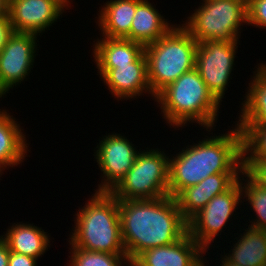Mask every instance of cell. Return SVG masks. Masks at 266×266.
Here are the masks:
<instances>
[{
    "instance_id": "obj_15",
    "label": "cell",
    "mask_w": 266,
    "mask_h": 266,
    "mask_svg": "<svg viewBox=\"0 0 266 266\" xmlns=\"http://www.w3.org/2000/svg\"><path fill=\"white\" fill-rule=\"evenodd\" d=\"M239 175L240 173H217L182 190L175 197L182 217L188 221L203 209L214 196L228 190L238 180Z\"/></svg>"
},
{
    "instance_id": "obj_26",
    "label": "cell",
    "mask_w": 266,
    "mask_h": 266,
    "mask_svg": "<svg viewBox=\"0 0 266 266\" xmlns=\"http://www.w3.org/2000/svg\"><path fill=\"white\" fill-rule=\"evenodd\" d=\"M247 24L266 29V0L247 1Z\"/></svg>"
},
{
    "instance_id": "obj_18",
    "label": "cell",
    "mask_w": 266,
    "mask_h": 266,
    "mask_svg": "<svg viewBox=\"0 0 266 266\" xmlns=\"http://www.w3.org/2000/svg\"><path fill=\"white\" fill-rule=\"evenodd\" d=\"M142 0H108L99 9L97 22L102 36L130 40V29L137 5Z\"/></svg>"
},
{
    "instance_id": "obj_29",
    "label": "cell",
    "mask_w": 266,
    "mask_h": 266,
    "mask_svg": "<svg viewBox=\"0 0 266 266\" xmlns=\"http://www.w3.org/2000/svg\"><path fill=\"white\" fill-rule=\"evenodd\" d=\"M14 33L8 14L0 18V52Z\"/></svg>"
},
{
    "instance_id": "obj_6",
    "label": "cell",
    "mask_w": 266,
    "mask_h": 266,
    "mask_svg": "<svg viewBox=\"0 0 266 266\" xmlns=\"http://www.w3.org/2000/svg\"><path fill=\"white\" fill-rule=\"evenodd\" d=\"M181 25L198 42L239 41L241 25H247V1L203 0Z\"/></svg>"
},
{
    "instance_id": "obj_22",
    "label": "cell",
    "mask_w": 266,
    "mask_h": 266,
    "mask_svg": "<svg viewBox=\"0 0 266 266\" xmlns=\"http://www.w3.org/2000/svg\"><path fill=\"white\" fill-rule=\"evenodd\" d=\"M243 230V234H239V239L235 238L238 241H234L236 243L231 246L233 248L224 257L241 266L266 265V230L251 226Z\"/></svg>"
},
{
    "instance_id": "obj_13",
    "label": "cell",
    "mask_w": 266,
    "mask_h": 266,
    "mask_svg": "<svg viewBox=\"0 0 266 266\" xmlns=\"http://www.w3.org/2000/svg\"><path fill=\"white\" fill-rule=\"evenodd\" d=\"M100 79L116 100L137 98L142 93H152L147 75V60L143 53L135 62L128 65H117V68H97Z\"/></svg>"
},
{
    "instance_id": "obj_14",
    "label": "cell",
    "mask_w": 266,
    "mask_h": 266,
    "mask_svg": "<svg viewBox=\"0 0 266 266\" xmlns=\"http://www.w3.org/2000/svg\"><path fill=\"white\" fill-rule=\"evenodd\" d=\"M186 233L175 243L147 249L130 266H204L207 251Z\"/></svg>"
},
{
    "instance_id": "obj_11",
    "label": "cell",
    "mask_w": 266,
    "mask_h": 266,
    "mask_svg": "<svg viewBox=\"0 0 266 266\" xmlns=\"http://www.w3.org/2000/svg\"><path fill=\"white\" fill-rule=\"evenodd\" d=\"M38 35L14 32L0 52V85L9 93L10 89L29 77L36 58Z\"/></svg>"
},
{
    "instance_id": "obj_23",
    "label": "cell",
    "mask_w": 266,
    "mask_h": 266,
    "mask_svg": "<svg viewBox=\"0 0 266 266\" xmlns=\"http://www.w3.org/2000/svg\"><path fill=\"white\" fill-rule=\"evenodd\" d=\"M244 177H247L246 180ZM238 180L242 189V198H244L242 200L245 201L246 198L248 205H251L250 208L256 214L255 219L249 222H252L249 226L266 230V187L254 181L244 170L240 172Z\"/></svg>"
},
{
    "instance_id": "obj_17",
    "label": "cell",
    "mask_w": 266,
    "mask_h": 266,
    "mask_svg": "<svg viewBox=\"0 0 266 266\" xmlns=\"http://www.w3.org/2000/svg\"><path fill=\"white\" fill-rule=\"evenodd\" d=\"M103 37V38H102ZM96 68H117L135 62L145 50V46L126 38H109L101 36L93 41Z\"/></svg>"
},
{
    "instance_id": "obj_5",
    "label": "cell",
    "mask_w": 266,
    "mask_h": 266,
    "mask_svg": "<svg viewBox=\"0 0 266 266\" xmlns=\"http://www.w3.org/2000/svg\"><path fill=\"white\" fill-rule=\"evenodd\" d=\"M197 45L182 25L175 24L163 37L145 46L148 83L155 96L195 68Z\"/></svg>"
},
{
    "instance_id": "obj_34",
    "label": "cell",
    "mask_w": 266,
    "mask_h": 266,
    "mask_svg": "<svg viewBox=\"0 0 266 266\" xmlns=\"http://www.w3.org/2000/svg\"><path fill=\"white\" fill-rule=\"evenodd\" d=\"M7 93L2 89L1 85H0V98L3 97L4 95H6Z\"/></svg>"
},
{
    "instance_id": "obj_2",
    "label": "cell",
    "mask_w": 266,
    "mask_h": 266,
    "mask_svg": "<svg viewBox=\"0 0 266 266\" xmlns=\"http://www.w3.org/2000/svg\"><path fill=\"white\" fill-rule=\"evenodd\" d=\"M228 133L206 136L169 158V196L200 183L217 173H240L243 170L242 133L238 126Z\"/></svg>"
},
{
    "instance_id": "obj_24",
    "label": "cell",
    "mask_w": 266,
    "mask_h": 266,
    "mask_svg": "<svg viewBox=\"0 0 266 266\" xmlns=\"http://www.w3.org/2000/svg\"><path fill=\"white\" fill-rule=\"evenodd\" d=\"M69 249L71 251L68 266H130L126 254L88 251L77 247Z\"/></svg>"
},
{
    "instance_id": "obj_25",
    "label": "cell",
    "mask_w": 266,
    "mask_h": 266,
    "mask_svg": "<svg viewBox=\"0 0 266 266\" xmlns=\"http://www.w3.org/2000/svg\"><path fill=\"white\" fill-rule=\"evenodd\" d=\"M238 128L242 133L243 159H266V125Z\"/></svg>"
},
{
    "instance_id": "obj_27",
    "label": "cell",
    "mask_w": 266,
    "mask_h": 266,
    "mask_svg": "<svg viewBox=\"0 0 266 266\" xmlns=\"http://www.w3.org/2000/svg\"><path fill=\"white\" fill-rule=\"evenodd\" d=\"M243 170L254 181L266 187V159H243Z\"/></svg>"
},
{
    "instance_id": "obj_16",
    "label": "cell",
    "mask_w": 266,
    "mask_h": 266,
    "mask_svg": "<svg viewBox=\"0 0 266 266\" xmlns=\"http://www.w3.org/2000/svg\"><path fill=\"white\" fill-rule=\"evenodd\" d=\"M0 109V173L24 162L29 144L15 117ZM28 144V146H27Z\"/></svg>"
},
{
    "instance_id": "obj_12",
    "label": "cell",
    "mask_w": 266,
    "mask_h": 266,
    "mask_svg": "<svg viewBox=\"0 0 266 266\" xmlns=\"http://www.w3.org/2000/svg\"><path fill=\"white\" fill-rule=\"evenodd\" d=\"M65 9L58 0H8V16L14 32L40 35L62 18Z\"/></svg>"
},
{
    "instance_id": "obj_4",
    "label": "cell",
    "mask_w": 266,
    "mask_h": 266,
    "mask_svg": "<svg viewBox=\"0 0 266 266\" xmlns=\"http://www.w3.org/2000/svg\"><path fill=\"white\" fill-rule=\"evenodd\" d=\"M89 199L75 214V226L68 241L70 246L88 251L126 254L118 199L111 192L96 190Z\"/></svg>"
},
{
    "instance_id": "obj_7",
    "label": "cell",
    "mask_w": 266,
    "mask_h": 266,
    "mask_svg": "<svg viewBox=\"0 0 266 266\" xmlns=\"http://www.w3.org/2000/svg\"><path fill=\"white\" fill-rule=\"evenodd\" d=\"M169 157L158 148L141 150L130 170L111 193L118 200L155 199L168 196Z\"/></svg>"
},
{
    "instance_id": "obj_20",
    "label": "cell",
    "mask_w": 266,
    "mask_h": 266,
    "mask_svg": "<svg viewBox=\"0 0 266 266\" xmlns=\"http://www.w3.org/2000/svg\"><path fill=\"white\" fill-rule=\"evenodd\" d=\"M168 22L150 1L142 0L131 23L130 40L144 46L156 42L174 26Z\"/></svg>"
},
{
    "instance_id": "obj_8",
    "label": "cell",
    "mask_w": 266,
    "mask_h": 266,
    "mask_svg": "<svg viewBox=\"0 0 266 266\" xmlns=\"http://www.w3.org/2000/svg\"><path fill=\"white\" fill-rule=\"evenodd\" d=\"M241 199L242 189L237 180L228 190L214 196L187 221V233L208 251L215 237L221 235L227 222L234 217L232 215L239 209L237 206L244 202Z\"/></svg>"
},
{
    "instance_id": "obj_33",
    "label": "cell",
    "mask_w": 266,
    "mask_h": 266,
    "mask_svg": "<svg viewBox=\"0 0 266 266\" xmlns=\"http://www.w3.org/2000/svg\"><path fill=\"white\" fill-rule=\"evenodd\" d=\"M65 8L67 7V9L69 7H71V4L69 3L70 0H58ZM70 5V6H69Z\"/></svg>"
},
{
    "instance_id": "obj_32",
    "label": "cell",
    "mask_w": 266,
    "mask_h": 266,
    "mask_svg": "<svg viewBox=\"0 0 266 266\" xmlns=\"http://www.w3.org/2000/svg\"><path fill=\"white\" fill-rule=\"evenodd\" d=\"M222 264H220V266H241L235 263H232L230 261H228L225 257L222 258Z\"/></svg>"
},
{
    "instance_id": "obj_21",
    "label": "cell",
    "mask_w": 266,
    "mask_h": 266,
    "mask_svg": "<svg viewBox=\"0 0 266 266\" xmlns=\"http://www.w3.org/2000/svg\"><path fill=\"white\" fill-rule=\"evenodd\" d=\"M47 233L33 223L19 222L10 226L1 237L10 251L39 259L50 247V236Z\"/></svg>"
},
{
    "instance_id": "obj_30",
    "label": "cell",
    "mask_w": 266,
    "mask_h": 266,
    "mask_svg": "<svg viewBox=\"0 0 266 266\" xmlns=\"http://www.w3.org/2000/svg\"><path fill=\"white\" fill-rule=\"evenodd\" d=\"M10 250L8 244L0 236V266H8Z\"/></svg>"
},
{
    "instance_id": "obj_9",
    "label": "cell",
    "mask_w": 266,
    "mask_h": 266,
    "mask_svg": "<svg viewBox=\"0 0 266 266\" xmlns=\"http://www.w3.org/2000/svg\"><path fill=\"white\" fill-rule=\"evenodd\" d=\"M238 44V41L207 40L197 45L195 68L220 104L234 69Z\"/></svg>"
},
{
    "instance_id": "obj_1",
    "label": "cell",
    "mask_w": 266,
    "mask_h": 266,
    "mask_svg": "<svg viewBox=\"0 0 266 266\" xmlns=\"http://www.w3.org/2000/svg\"><path fill=\"white\" fill-rule=\"evenodd\" d=\"M121 236L131 263L143 251L175 243L187 233L176 199L118 200Z\"/></svg>"
},
{
    "instance_id": "obj_31",
    "label": "cell",
    "mask_w": 266,
    "mask_h": 266,
    "mask_svg": "<svg viewBox=\"0 0 266 266\" xmlns=\"http://www.w3.org/2000/svg\"><path fill=\"white\" fill-rule=\"evenodd\" d=\"M8 14V0H0V18Z\"/></svg>"
},
{
    "instance_id": "obj_10",
    "label": "cell",
    "mask_w": 266,
    "mask_h": 266,
    "mask_svg": "<svg viewBox=\"0 0 266 266\" xmlns=\"http://www.w3.org/2000/svg\"><path fill=\"white\" fill-rule=\"evenodd\" d=\"M101 139L93 154L103 174L96 190L111 192L130 170L141 149L136 151L135 145L121 134L108 133Z\"/></svg>"
},
{
    "instance_id": "obj_3",
    "label": "cell",
    "mask_w": 266,
    "mask_h": 266,
    "mask_svg": "<svg viewBox=\"0 0 266 266\" xmlns=\"http://www.w3.org/2000/svg\"><path fill=\"white\" fill-rule=\"evenodd\" d=\"M161 112L170 127H184L194 122L212 131L220 103L209 92L196 68L184 73L167 85L155 97Z\"/></svg>"
},
{
    "instance_id": "obj_19",
    "label": "cell",
    "mask_w": 266,
    "mask_h": 266,
    "mask_svg": "<svg viewBox=\"0 0 266 266\" xmlns=\"http://www.w3.org/2000/svg\"><path fill=\"white\" fill-rule=\"evenodd\" d=\"M256 68L241 104L237 126L266 125V63H259Z\"/></svg>"
},
{
    "instance_id": "obj_28",
    "label": "cell",
    "mask_w": 266,
    "mask_h": 266,
    "mask_svg": "<svg viewBox=\"0 0 266 266\" xmlns=\"http://www.w3.org/2000/svg\"><path fill=\"white\" fill-rule=\"evenodd\" d=\"M34 257L10 251L8 266H38Z\"/></svg>"
}]
</instances>
